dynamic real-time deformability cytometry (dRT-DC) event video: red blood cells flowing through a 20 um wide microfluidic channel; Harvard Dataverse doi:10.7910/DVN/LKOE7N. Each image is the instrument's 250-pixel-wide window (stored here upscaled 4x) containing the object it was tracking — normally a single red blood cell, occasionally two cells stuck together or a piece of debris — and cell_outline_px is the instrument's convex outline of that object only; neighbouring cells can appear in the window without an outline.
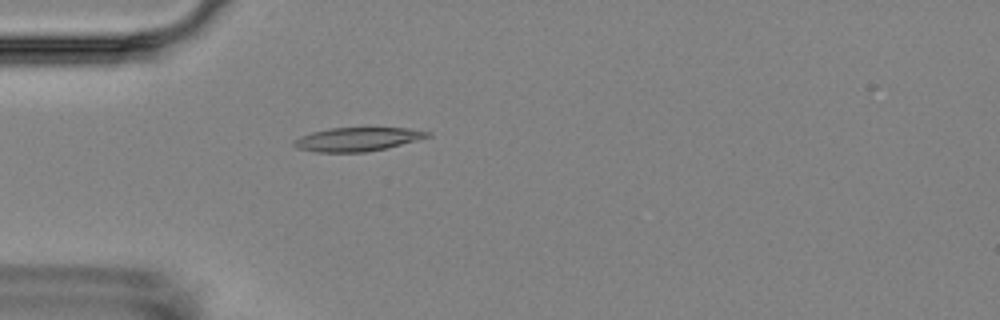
{"species": "Egyptian fruit bat (a non-hibernating species)", "species_latin": "Rousettus aegyptiacus", "temperature_condition": "room temperature", "stored_images_in_passage": 3, "camera_frame_rate_fps": 3000, "um_per_image_px": 0.085, "animal": {"sex": "female"}, "frame": {"image": 1, "passage_image": 3, "time_ms": 5.333, "image_size_px": [1000, 320], "cell_outline_px": [[432, 136], [384, 148], [364, 152], [316, 152], [296, 148], [292, 144], [292, 140], [300, 136], [312, 132], [328, 128], [408, 128], [432, 132]], "centroid_in_image_um": [30.33, 11.83], "position_along_channel_um": 54.7, "area_um2": 18.38}}